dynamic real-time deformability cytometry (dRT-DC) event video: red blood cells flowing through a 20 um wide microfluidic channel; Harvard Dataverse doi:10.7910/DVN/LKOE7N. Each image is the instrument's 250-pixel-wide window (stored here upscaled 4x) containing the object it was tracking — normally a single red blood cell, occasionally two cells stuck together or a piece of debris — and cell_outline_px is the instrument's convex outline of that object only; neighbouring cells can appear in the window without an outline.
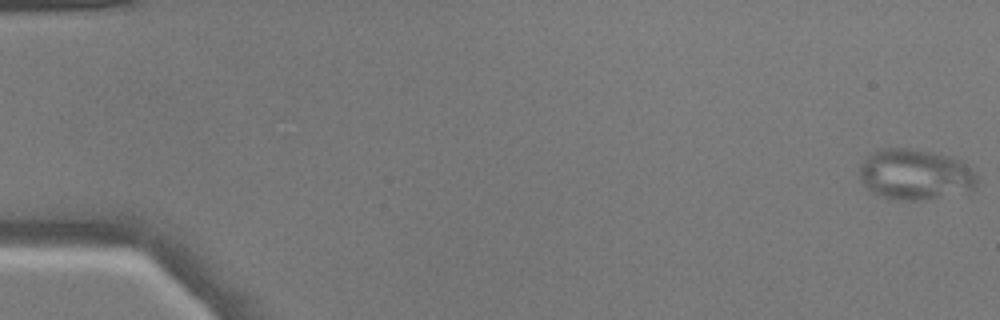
{"species": "common noctule bat (a hibernating species)", "species_latin": "Nyctalus noctula", "temperature_condition": "warm", "stored_images_in_passage": 51, "camera_frame_rate_fps": 3000, "um_per_image_px": 0.085, "animal": {"sex": "male", "body_mass_g": 17.9}, "frame": {"image": 1, "passage_image": 1, "time_ms": 0.0, "image_size_px": [1000, 320], "cell_outline_px": [[976, 188], [972, 192], [920, 200], [896, 200], [880, 196], [872, 192], [860, 180], [860, 164], [872, 152], [884, 148], [908, 148], [948, 156], [960, 160], [976, 176]], "centroid_in_image_um": [77.78, 14.85], "position_along_channel_um": 7.2, "area_um2": 34.62}}
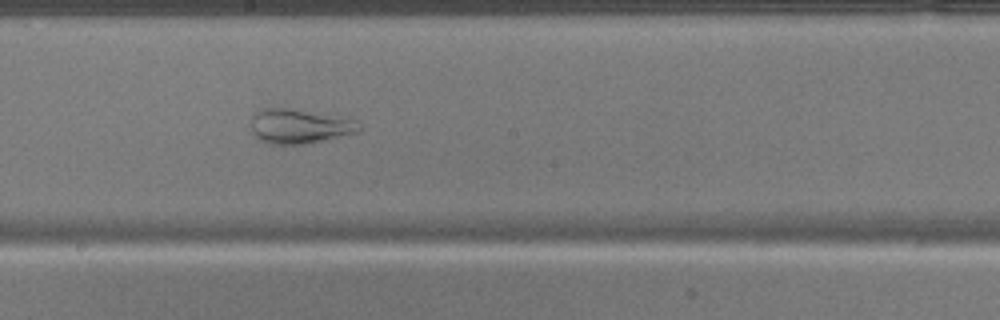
{"frame": {"image": 2, "passage_image": 29, "time_ms": 9.333, "image_size_px": [1000, 320], "cell_outline_px": [[360, 132], [324, 140], [304, 144], [272, 144], [260, 140], [252, 132], [252, 116], [260, 108], [288, 108], [356, 120], [360, 128]], "centroid_in_image_um": [25.43, 10.74], "position_along_channel_um": 222.8, "area_um2": 21.44}}
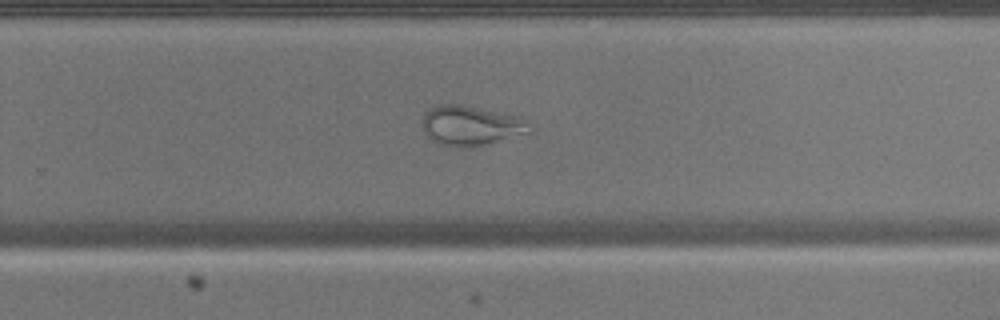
{"frame": {"image": 3, "passage_image": 34, "time_ms": 11.0, "image_size_px": [1000, 320], "cell_outline_px": [[532, 132], [472, 148], [456, 148], [440, 144], [432, 140], [424, 132], [420, 124], [424, 112], [436, 104], [464, 104], [520, 116], [528, 120], [532, 128]], "centroid_in_image_um": [40.02, 10.67], "position_along_channel_um": 289.8, "area_um2": 25.72}}